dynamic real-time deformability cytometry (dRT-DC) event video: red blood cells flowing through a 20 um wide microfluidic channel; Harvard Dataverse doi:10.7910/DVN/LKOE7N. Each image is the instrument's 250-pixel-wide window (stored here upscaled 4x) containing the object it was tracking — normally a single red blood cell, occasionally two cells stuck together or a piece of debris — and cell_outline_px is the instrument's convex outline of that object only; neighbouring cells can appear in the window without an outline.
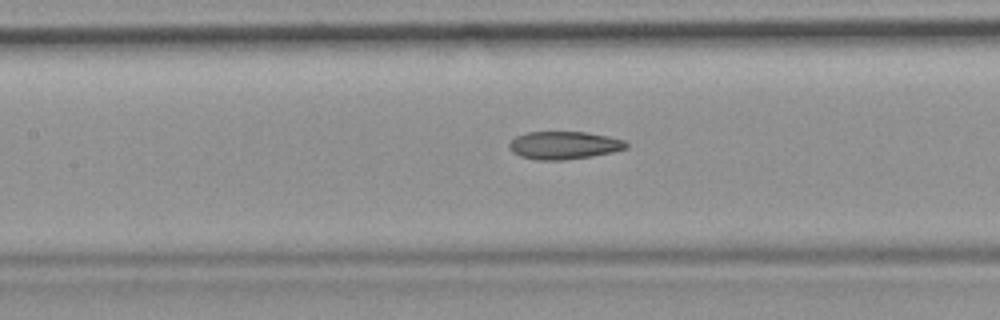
{"species": "common noctule bat (a hibernating species)", "species_latin": "Nyctalus noctula", "temperature_condition": "room temperature", "stored_images_in_passage": 39, "camera_frame_rate_fps": 3000, "um_per_image_px": 0.085, "animal": {"sex": "female", "body_mass_g": 19.9}, "frame": {"image": 1, "passage_image": 12, "time_ms": 3.667, "image_size_px": [1000, 320], "cell_outline_px": [[628, 148], [612, 152], [592, 156], [564, 160], [536, 160], [520, 156], [512, 152], [508, 144], [516, 136], [528, 132], [584, 132], [608, 136], [624, 140], [628, 144]], "centroid_in_image_um": [47.94, 12.35], "position_along_channel_um": 159.5, "area_um2": 18.96}}